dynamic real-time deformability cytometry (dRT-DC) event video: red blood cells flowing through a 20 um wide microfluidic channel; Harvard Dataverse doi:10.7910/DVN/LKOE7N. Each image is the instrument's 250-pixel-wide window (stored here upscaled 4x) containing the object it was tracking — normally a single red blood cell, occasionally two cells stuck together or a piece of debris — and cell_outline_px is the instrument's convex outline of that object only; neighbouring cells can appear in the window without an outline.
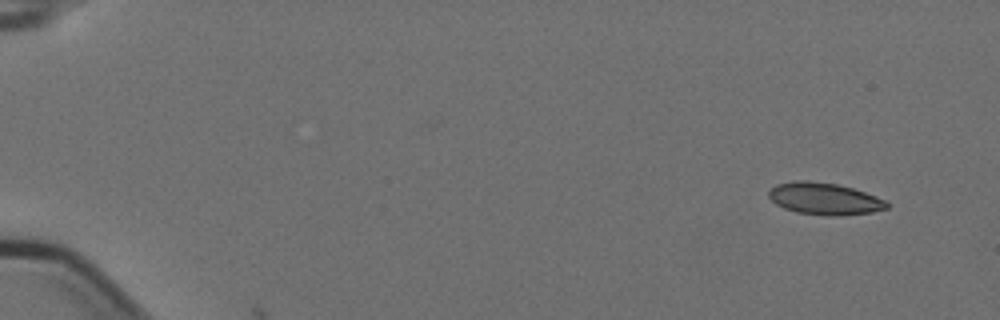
{"species": "Egyptian fruit bat (a non-hibernating species)", "species_latin": "Rousettus aegyptiacus", "temperature_condition": "cold", "stored_images_in_passage": 5, "camera_frame_rate_fps": 3000, "um_per_image_px": 0.085, "animal": {"sex": "female"}, "frame": {"image": 1, "passage_image": 1, "time_ms": 0.0, "image_size_px": [1000, 320], "cell_outline_px": [[888, 208], [872, 212], [840, 216], [832, 216], [796, 212], [784, 208], [776, 204], [768, 196], [768, 192], [776, 184], [796, 180], [808, 180], [836, 184], [852, 188], [876, 196], [884, 200], [888, 204]], "centroid_in_image_um": [70.06, 16.89], "position_along_channel_um": 14.9, "area_um2": 21.91}}
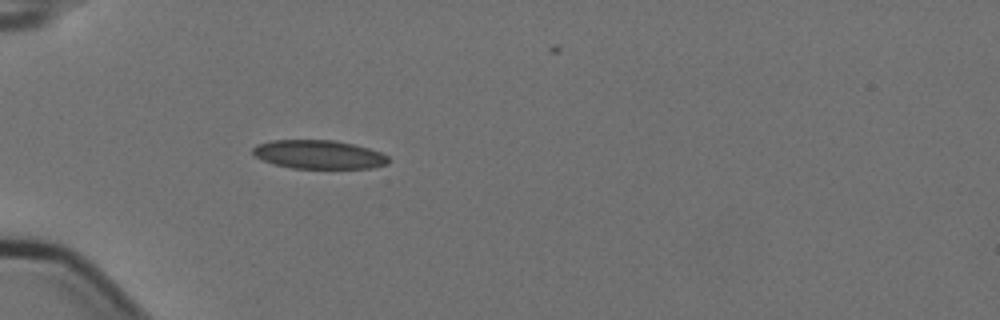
{"frame": {"image": 2, "passage_image": 5, "time_ms": 1.333, "image_size_px": [1000, 320], "cell_outline_px": [[388, 164], [372, 168], [292, 168], [272, 164], [256, 156], [252, 152], [252, 148], [256, 144], [272, 140], [332, 140], [352, 144], [368, 148], [380, 152], [388, 156]], "centroid_in_image_um": [27.08, 13.13], "position_along_channel_um": 57.9, "area_um2": 22.6}}